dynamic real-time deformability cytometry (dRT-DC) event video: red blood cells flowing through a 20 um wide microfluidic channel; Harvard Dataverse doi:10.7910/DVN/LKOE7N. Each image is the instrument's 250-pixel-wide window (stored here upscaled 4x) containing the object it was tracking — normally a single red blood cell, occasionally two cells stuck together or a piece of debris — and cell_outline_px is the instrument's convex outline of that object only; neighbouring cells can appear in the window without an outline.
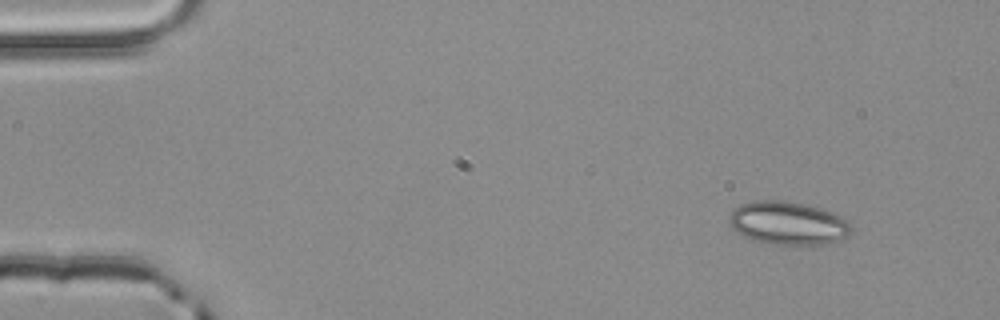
{"species": "common noctule bat (a hibernating species)", "species_latin": "Nyctalus noctula", "temperature_condition": "room temperature", "stored_images_in_passage": 4, "segment_of_instrument_passage": [1, 2], "camera_frame_rate_fps": 3000, "um_per_image_px": 0.085, "animal": {"sex": "male", "body_mass_g": 20.4}, "frame": {"image": 1, "passage_image": 1, "time_ms": 0.0, "image_size_px": [1000, 320], "cell_outline_px": [[852, 232], [848, 236], [828, 244], [776, 244], [752, 240], [736, 232], [728, 224], [728, 216], [732, 208], [740, 204], [756, 200], [784, 200], [804, 204], [820, 208], [832, 212], [852, 224]], "centroid_in_image_um": [66.94, 18.96], "position_along_channel_um": 18.1, "area_um2": 30.98}}
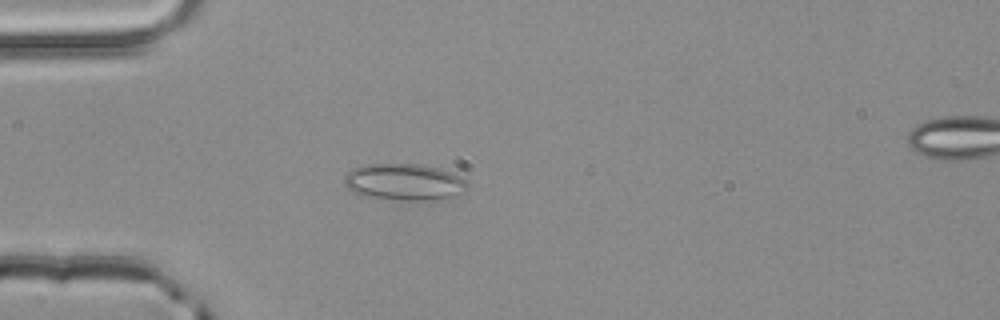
{"frame": {"image": 2, "passage_image": 3, "time_ms": 0.667, "image_size_px": [1000, 320], "cell_outline_px": [[468, 188], [464, 192], [452, 196], [428, 200], [400, 200], [364, 196], [348, 188], [344, 184], [344, 176], [352, 168], [364, 164], [420, 164], [440, 168], [460, 176], [468, 184]], "centroid_in_image_um": [34.35, 15.46], "position_along_channel_um": 50.7, "area_um2": 26.24}}